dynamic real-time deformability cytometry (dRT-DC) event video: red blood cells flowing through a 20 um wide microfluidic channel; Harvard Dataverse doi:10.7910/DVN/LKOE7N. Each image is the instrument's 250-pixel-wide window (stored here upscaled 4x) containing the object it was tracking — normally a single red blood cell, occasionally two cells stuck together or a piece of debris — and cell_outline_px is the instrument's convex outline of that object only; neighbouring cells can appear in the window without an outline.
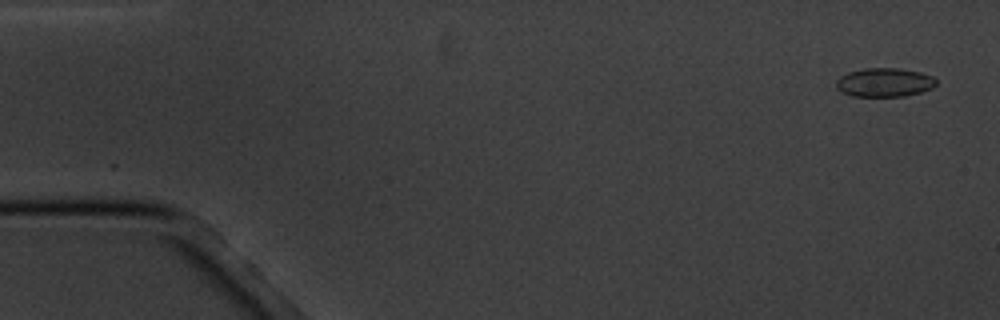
{"species": "common noctule bat (a hibernating species)", "species_latin": "Nyctalus noctula", "temperature_condition": "cold", "stored_images_in_passage": 5, "camera_frame_rate_fps": 3000, "um_per_image_px": 0.085, "animal": {"sex": "male", "body_mass_g": 20.1, "forearm_length_mm": 53.5}, "frame": {"image": 1, "passage_image": 1, "time_ms": 0.0, "image_size_px": [1000, 320], "cell_outline_px": [[936, 84], [932, 88], [920, 92], [904, 96], [852, 96], [840, 92], [836, 88], [836, 80], [840, 76], [848, 72], [864, 68], [900, 68], [920, 72], [932, 76], [936, 80]], "centroid_in_image_um": [75.14, 7.0], "position_along_channel_um": 9.9, "area_um2": 16.88}}
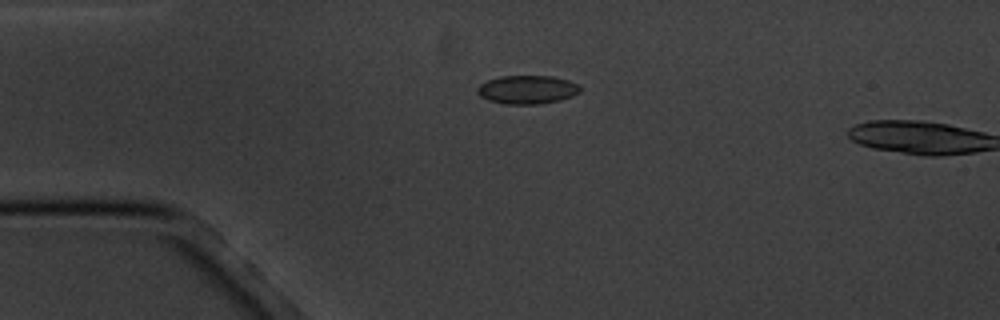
{"frame": {"image": 2, "passage_image": 4, "time_ms": 3.667, "image_size_px": [1000, 320], "cell_outline_px": [[580, 92], [572, 96], [560, 100], [536, 104], [504, 104], [488, 100], [480, 96], [476, 92], [476, 88], [480, 84], [488, 80], [500, 76], [552, 76], [568, 80], [576, 84], [580, 88]], "centroid_in_image_um": [44.78, 7.62], "position_along_channel_um": 40.2, "area_um2": 17.05}}